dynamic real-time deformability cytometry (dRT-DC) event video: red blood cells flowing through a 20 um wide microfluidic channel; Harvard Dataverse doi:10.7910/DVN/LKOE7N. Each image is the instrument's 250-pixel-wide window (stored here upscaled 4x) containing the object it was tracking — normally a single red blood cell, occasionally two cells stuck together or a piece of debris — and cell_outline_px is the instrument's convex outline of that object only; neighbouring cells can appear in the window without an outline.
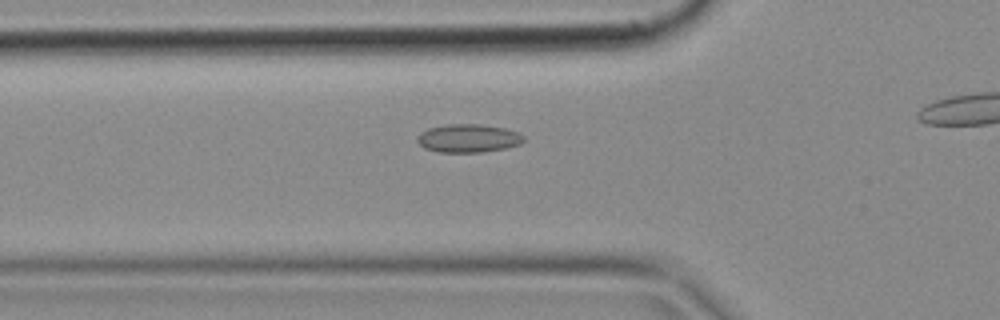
{"species": "common noctule bat (a hibernating species)", "species_latin": "Nyctalus noctula", "temperature_condition": "cold", "stored_images_in_passage": 34, "camera_frame_rate_fps": 3000, "um_per_image_px": 0.085, "animal": {"sex": "female", "body_mass_g": 18.4}, "frame": {"image": 1, "passage_image": 10, "time_ms": 3.0, "image_size_px": [1000, 320], "cell_outline_px": [[524, 140], [520, 144], [504, 148], [484, 152], [440, 152], [424, 148], [416, 140], [416, 136], [420, 132], [428, 128], [448, 124], [480, 124], [504, 128], [520, 132], [524, 136]], "centroid_in_image_um": [39.79, 11.75], "position_along_channel_um": 86.0, "area_um2": 17.63}}
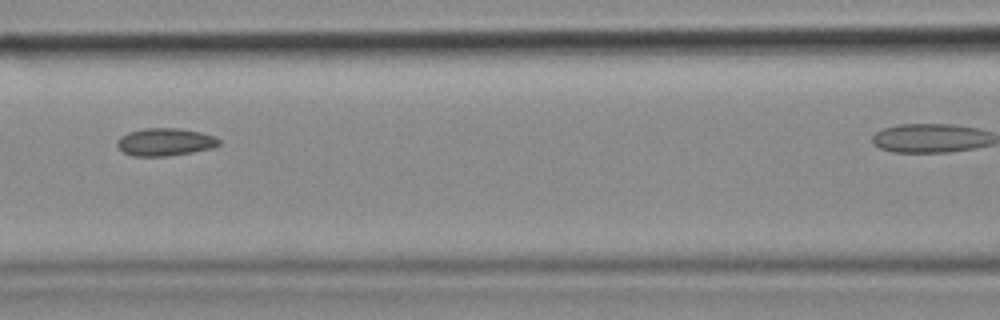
{"frame": {"image": 2, "passage_image": 15, "time_ms": 4.667, "image_size_px": [1000, 320], "cell_outline_px": [[220, 144], [212, 148], [192, 152], [164, 156], [132, 156], [124, 152], [116, 144], [116, 140], [120, 136], [128, 132], [144, 128], [180, 128], [200, 132], [216, 136], [220, 140]], "centroid_in_image_um": [14.03, 12.06], "position_along_channel_um": 152.6, "area_um2": 16.47}}